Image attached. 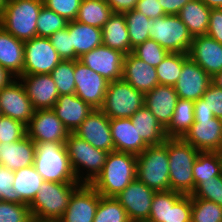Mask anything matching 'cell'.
I'll list each match as a JSON object with an SVG mask.
<instances>
[{
	"instance_id": "29",
	"label": "cell",
	"mask_w": 222,
	"mask_h": 222,
	"mask_svg": "<svg viewBox=\"0 0 222 222\" xmlns=\"http://www.w3.org/2000/svg\"><path fill=\"white\" fill-rule=\"evenodd\" d=\"M103 44L125 55L133 51L124 14L113 13L102 27Z\"/></svg>"
},
{
	"instance_id": "35",
	"label": "cell",
	"mask_w": 222,
	"mask_h": 222,
	"mask_svg": "<svg viewBox=\"0 0 222 222\" xmlns=\"http://www.w3.org/2000/svg\"><path fill=\"white\" fill-rule=\"evenodd\" d=\"M112 14L113 11L106 0H82L76 20L102 29Z\"/></svg>"
},
{
	"instance_id": "38",
	"label": "cell",
	"mask_w": 222,
	"mask_h": 222,
	"mask_svg": "<svg viewBox=\"0 0 222 222\" xmlns=\"http://www.w3.org/2000/svg\"><path fill=\"white\" fill-rule=\"evenodd\" d=\"M188 58L186 53H169L157 66L156 72L160 85L173 86L180 77L183 62Z\"/></svg>"
},
{
	"instance_id": "55",
	"label": "cell",
	"mask_w": 222,
	"mask_h": 222,
	"mask_svg": "<svg viewBox=\"0 0 222 222\" xmlns=\"http://www.w3.org/2000/svg\"><path fill=\"white\" fill-rule=\"evenodd\" d=\"M200 118H215L213 112L205 105V101L202 97L194 101V119Z\"/></svg>"
},
{
	"instance_id": "60",
	"label": "cell",
	"mask_w": 222,
	"mask_h": 222,
	"mask_svg": "<svg viewBox=\"0 0 222 222\" xmlns=\"http://www.w3.org/2000/svg\"><path fill=\"white\" fill-rule=\"evenodd\" d=\"M45 222H64L62 218L46 220Z\"/></svg>"
},
{
	"instance_id": "28",
	"label": "cell",
	"mask_w": 222,
	"mask_h": 222,
	"mask_svg": "<svg viewBox=\"0 0 222 222\" xmlns=\"http://www.w3.org/2000/svg\"><path fill=\"white\" fill-rule=\"evenodd\" d=\"M24 41L0 26V65L18 78L23 73Z\"/></svg>"
},
{
	"instance_id": "25",
	"label": "cell",
	"mask_w": 222,
	"mask_h": 222,
	"mask_svg": "<svg viewBox=\"0 0 222 222\" xmlns=\"http://www.w3.org/2000/svg\"><path fill=\"white\" fill-rule=\"evenodd\" d=\"M52 110L66 129L74 133L94 109L76 94H67L58 97Z\"/></svg>"
},
{
	"instance_id": "11",
	"label": "cell",
	"mask_w": 222,
	"mask_h": 222,
	"mask_svg": "<svg viewBox=\"0 0 222 222\" xmlns=\"http://www.w3.org/2000/svg\"><path fill=\"white\" fill-rule=\"evenodd\" d=\"M24 65L21 75L50 74L62 61L49 38L24 41Z\"/></svg>"
},
{
	"instance_id": "13",
	"label": "cell",
	"mask_w": 222,
	"mask_h": 222,
	"mask_svg": "<svg viewBox=\"0 0 222 222\" xmlns=\"http://www.w3.org/2000/svg\"><path fill=\"white\" fill-rule=\"evenodd\" d=\"M27 136L34 143L62 142L68 138L69 131L52 109L35 110L26 125Z\"/></svg>"
},
{
	"instance_id": "50",
	"label": "cell",
	"mask_w": 222,
	"mask_h": 222,
	"mask_svg": "<svg viewBox=\"0 0 222 222\" xmlns=\"http://www.w3.org/2000/svg\"><path fill=\"white\" fill-rule=\"evenodd\" d=\"M205 105L211 110L216 118L222 119V88L212 82L203 94Z\"/></svg>"
},
{
	"instance_id": "23",
	"label": "cell",
	"mask_w": 222,
	"mask_h": 222,
	"mask_svg": "<svg viewBox=\"0 0 222 222\" xmlns=\"http://www.w3.org/2000/svg\"><path fill=\"white\" fill-rule=\"evenodd\" d=\"M122 79L144 94L159 84L156 68L148 65L132 52L124 56Z\"/></svg>"
},
{
	"instance_id": "20",
	"label": "cell",
	"mask_w": 222,
	"mask_h": 222,
	"mask_svg": "<svg viewBox=\"0 0 222 222\" xmlns=\"http://www.w3.org/2000/svg\"><path fill=\"white\" fill-rule=\"evenodd\" d=\"M212 78L189 57L183 62L182 72L174 85L178 98L197 101L200 99Z\"/></svg>"
},
{
	"instance_id": "59",
	"label": "cell",
	"mask_w": 222,
	"mask_h": 222,
	"mask_svg": "<svg viewBox=\"0 0 222 222\" xmlns=\"http://www.w3.org/2000/svg\"><path fill=\"white\" fill-rule=\"evenodd\" d=\"M8 0H0V16L3 14L5 6L7 5Z\"/></svg>"
},
{
	"instance_id": "27",
	"label": "cell",
	"mask_w": 222,
	"mask_h": 222,
	"mask_svg": "<svg viewBox=\"0 0 222 222\" xmlns=\"http://www.w3.org/2000/svg\"><path fill=\"white\" fill-rule=\"evenodd\" d=\"M35 143L28 137L16 142L0 143V164L12 171L34 164Z\"/></svg>"
},
{
	"instance_id": "33",
	"label": "cell",
	"mask_w": 222,
	"mask_h": 222,
	"mask_svg": "<svg viewBox=\"0 0 222 222\" xmlns=\"http://www.w3.org/2000/svg\"><path fill=\"white\" fill-rule=\"evenodd\" d=\"M14 192L26 204H30L44 181L34 165L14 171Z\"/></svg>"
},
{
	"instance_id": "42",
	"label": "cell",
	"mask_w": 222,
	"mask_h": 222,
	"mask_svg": "<svg viewBox=\"0 0 222 222\" xmlns=\"http://www.w3.org/2000/svg\"><path fill=\"white\" fill-rule=\"evenodd\" d=\"M67 24L68 20L43 5L37 20V37L49 38Z\"/></svg>"
},
{
	"instance_id": "57",
	"label": "cell",
	"mask_w": 222,
	"mask_h": 222,
	"mask_svg": "<svg viewBox=\"0 0 222 222\" xmlns=\"http://www.w3.org/2000/svg\"><path fill=\"white\" fill-rule=\"evenodd\" d=\"M209 8H222V0H201Z\"/></svg>"
},
{
	"instance_id": "18",
	"label": "cell",
	"mask_w": 222,
	"mask_h": 222,
	"mask_svg": "<svg viewBox=\"0 0 222 222\" xmlns=\"http://www.w3.org/2000/svg\"><path fill=\"white\" fill-rule=\"evenodd\" d=\"M74 134L97 149L108 153L115 151L110 119L100 109H94L74 131Z\"/></svg>"
},
{
	"instance_id": "43",
	"label": "cell",
	"mask_w": 222,
	"mask_h": 222,
	"mask_svg": "<svg viewBox=\"0 0 222 222\" xmlns=\"http://www.w3.org/2000/svg\"><path fill=\"white\" fill-rule=\"evenodd\" d=\"M132 53L148 65L154 67H157L169 54L167 50L152 39L137 45L133 48Z\"/></svg>"
},
{
	"instance_id": "46",
	"label": "cell",
	"mask_w": 222,
	"mask_h": 222,
	"mask_svg": "<svg viewBox=\"0 0 222 222\" xmlns=\"http://www.w3.org/2000/svg\"><path fill=\"white\" fill-rule=\"evenodd\" d=\"M27 136L26 125L21 121L0 115V143L16 142Z\"/></svg>"
},
{
	"instance_id": "36",
	"label": "cell",
	"mask_w": 222,
	"mask_h": 222,
	"mask_svg": "<svg viewBox=\"0 0 222 222\" xmlns=\"http://www.w3.org/2000/svg\"><path fill=\"white\" fill-rule=\"evenodd\" d=\"M195 188L205 180L222 175V152H199L192 168Z\"/></svg>"
},
{
	"instance_id": "8",
	"label": "cell",
	"mask_w": 222,
	"mask_h": 222,
	"mask_svg": "<svg viewBox=\"0 0 222 222\" xmlns=\"http://www.w3.org/2000/svg\"><path fill=\"white\" fill-rule=\"evenodd\" d=\"M145 94L123 79L109 82L100 110L109 119L130 118L144 106Z\"/></svg>"
},
{
	"instance_id": "10",
	"label": "cell",
	"mask_w": 222,
	"mask_h": 222,
	"mask_svg": "<svg viewBox=\"0 0 222 222\" xmlns=\"http://www.w3.org/2000/svg\"><path fill=\"white\" fill-rule=\"evenodd\" d=\"M192 197L167 190L155 192L148 220L152 222H191Z\"/></svg>"
},
{
	"instance_id": "12",
	"label": "cell",
	"mask_w": 222,
	"mask_h": 222,
	"mask_svg": "<svg viewBox=\"0 0 222 222\" xmlns=\"http://www.w3.org/2000/svg\"><path fill=\"white\" fill-rule=\"evenodd\" d=\"M75 94L93 109L103 105L109 81L91 70L79 60H75Z\"/></svg>"
},
{
	"instance_id": "49",
	"label": "cell",
	"mask_w": 222,
	"mask_h": 222,
	"mask_svg": "<svg viewBox=\"0 0 222 222\" xmlns=\"http://www.w3.org/2000/svg\"><path fill=\"white\" fill-rule=\"evenodd\" d=\"M14 171L0 164V200L7 202L24 203L14 192Z\"/></svg>"
},
{
	"instance_id": "30",
	"label": "cell",
	"mask_w": 222,
	"mask_h": 222,
	"mask_svg": "<svg viewBox=\"0 0 222 222\" xmlns=\"http://www.w3.org/2000/svg\"><path fill=\"white\" fill-rule=\"evenodd\" d=\"M67 29L75 54L80 58L84 53L103 44L102 29L78 22L68 21Z\"/></svg>"
},
{
	"instance_id": "1",
	"label": "cell",
	"mask_w": 222,
	"mask_h": 222,
	"mask_svg": "<svg viewBox=\"0 0 222 222\" xmlns=\"http://www.w3.org/2000/svg\"><path fill=\"white\" fill-rule=\"evenodd\" d=\"M137 155L109 152L102 172L90 184L103 197H116L136 179Z\"/></svg>"
},
{
	"instance_id": "53",
	"label": "cell",
	"mask_w": 222,
	"mask_h": 222,
	"mask_svg": "<svg viewBox=\"0 0 222 222\" xmlns=\"http://www.w3.org/2000/svg\"><path fill=\"white\" fill-rule=\"evenodd\" d=\"M113 13L123 14L135 9L138 0H106Z\"/></svg>"
},
{
	"instance_id": "31",
	"label": "cell",
	"mask_w": 222,
	"mask_h": 222,
	"mask_svg": "<svg viewBox=\"0 0 222 222\" xmlns=\"http://www.w3.org/2000/svg\"><path fill=\"white\" fill-rule=\"evenodd\" d=\"M130 120L138 134L149 145H160L167 139L165 128L145 106L134 113Z\"/></svg>"
},
{
	"instance_id": "45",
	"label": "cell",
	"mask_w": 222,
	"mask_h": 222,
	"mask_svg": "<svg viewBox=\"0 0 222 222\" xmlns=\"http://www.w3.org/2000/svg\"><path fill=\"white\" fill-rule=\"evenodd\" d=\"M31 220L28 204L0 200V222H30Z\"/></svg>"
},
{
	"instance_id": "22",
	"label": "cell",
	"mask_w": 222,
	"mask_h": 222,
	"mask_svg": "<svg viewBox=\"0 0 222 222\" xmlns=\"http://www.w3.org/2000/svg\"><path fill=\"white\" fill-rule=\"evenodd\" d=\"M188 57L211 78L222 71V44L208 35L193 37Z\"/></svg>"
},
{
	"instance_id": "34",
	"label": "cell",
	"mask_w": 222,
	"mask_h": 222,
	"mask_svg": "<svg viewBox=\"0 0 222 222\" xmlns=\"http://www.w3.org/2000/svg\"><path fill=\"white\" fill-rule=\"evenodd\" d=\"M194 123V101L178 98L169 125L165 128L167 138H182Z\"/></svg>"
},
{
	"instance_id": "19",
	"label": "cell",
	"mask_w": 222,
	"mask_h": 222,
	"mask_svg": "<svg viewBox=\"0 0 222 222\" xmlns=\"http://www.w3.org/2000/svg\"><path fill=\"white\" fill-rule=\"evenodd\" d=\"M26 94L34 110L52 109L59 93L50 74L20 75Z\"/></svg>"
},
{
	"instance_id": "32",
	"label": "cell",
	"mask_w": 222,
	"mask_h": 222,
	"mask_svg": "<svg viewBox=\"0 0 222 222\" xmlns=\"http://www.w3.org/2000/svg\"><path fill=\"white\" fill-rule=\"evenodd\" d=\"M211 8L201 0H192L186 3L177 14L187 26L192 37L206 35L209 26Z\"/></svg>"
},
{
	"instance_id": "51",
	"label": "cell",
	"mask_w": 222,
	"mask_h": 222,
	"mask_svg": "<svg viewBox=\"0 0 222 222\" xmlns=\"http://www.w3.org/2000/svg\"><path fill=\"white\" fill-rule=\"evenodd\" d=\"M160 4L158 0H138L135 10L153 20L165 16V12Z\"/></svg>"
},
{
	"instance_id": "56",
	"label": "cell",
	"mask_w": 222,
	"mask_h": 222,
	"mask_svg": "<svg viewBox=\"0 0 222 222\" xmlns=\"http://www.w3.org/2000/svg\"><path fill=\"white\" fill-rule=\"evenodd\" d=\"M14 79L16 77L0 65V90L8 86Z\"/></svg>"
},
{
	"instance_id": "3",
	"label": "cell",
	"mask_w": 222,
	"mask_h": 222,
	"mask_svg": "<svg viewBox=\"0 0 222 222\" xmlns=\"http://www.w3.org/2000/svg\"><path fill=\"white\" fill-rule=\"evenodd\" d=\"M80 185V182L43 181L29 204L32 219L46 221L62 218L71 195Z\"/></svg>"
},
{
	"instance_id": "26",
	"label": "cell",
	"mask_w": 222,
	"mask_h": 222,
	"mask_svg": "<svg viewBox=\"0 0 222 222\" xmlns=\"http://www.w3.org/2000/svg\"><path fill=\"white\" fill-rule=\"evenodd\" d=\"M110 128L115 151L139 155L149 146L140 137L130 118L110 119Z\"/></svg>"
},
{
	"instance_id": "52",
	"label": "cell",
	"mask_w": 222,
	"mask_h": 222,
	"mask_svg": "<svg viewBox=\"0 0 222 222\" xmlns=\"http://www.w3.org/2000/svg\"><path fill=\"white\" fill-rule=\"evenodd\" d=\"M206 35L222 44V8H212Z\"/></svg>"
},
{
	"instance_id": "47",
	"label": "cell",
	"mask_w": 222,
	"mask_h": 222,
	"mask_svg": "<svg viewBox=\"0 0 222 222\" xmlns=\"http://www.w3.org/2000/svg\"><path fill=\"white\" fill-rule=\"evenodd\" d=\"M49 40L62 60H79L72 46L67 27L52 34Z\"/></svg>"
},
{
	"instance_id": "7",
	"label": "cell",
	"mask_w": 222,
	"mask_h": 222,
	"mask_svg": "<svg viewBox=\"0 0 222 222\" xmlns=\"http://www.w3.org/2000/svg\"><path fill=\"white\" fill-rule=\"evenodd\" d=\"M136 178L155 192L171 190L167 139L137 155Z\"/></svg>"
},
{
	"instance_id": "5",
	"label": "cell",
	"mask_w": 222,
	"mask_h": 222,
	"mask_svg": "<svg viewBox=\"0 0 222 222\" xmlns=\"http://www.w3.org/2000/svg\"><path fill=\"white\" fill-rule=\"evenodd\" d=\"M43 5V0H8L0 26L22 41L37 37V20Z\"/></svg>"
},
{
	"instance_id": "9",
	"label": "cell",
	"mask_w": 222,
	"mask_h": 222,
	"mask_svg": "<svg viewBox=\"0 0 222 222\" xmlns=\"http://www.w3.org/2000/svg\"><path fill=\"white\" fill-rule=\"evenodd\" d=\"M150 39L156 41L169 53L188 54L193 41L187 26L178 15H165L152 20Z\"/></svg>"
},
{
	"instance_id": "24",
	"label": "cell",
	"mask_w": 222,
	"mask_h": 222,
	"mask_svg": "<svg viewBox=\"0 0 222 222\" xmlns=\"http://www.w3.org/2000/svg\"><path fill=\"white\" fill-rule=\"evenodd\" d=\"M178 95L173 86L158 84L153 90L145 93L144 106L166 128L171 122Z\"/></svg>"
},
{
	"instance_id": "61",
	"label": "cell",
	"mask_w": 222,
	"mask_h": 222,
	"mask_svg": "<svg viewBox=\"0 0 222 222\" xmlns=\"http://www.w3.org/2000/svg\"><path fill=\"white\" fill-rule=\"evenodd\" d=\"M130 222H152L150 220H136V221H130Z\"/></svg>"
},
{
	"instance_id": "37",
	"label": "cell",
	"mask_w": 222,
	"mask_h": 222,
	"mask_svg": "<svg viewBox=\"0 0 222 222\" xmlns=\"http://www.w3.org/2000/svg\"><path fill=\"white\" fill-rule=\"evenodd\" d=\"M123 14L126 19L132 49L150 39L149 30L153 27L151 19L135 9Z\"/></svg>"
},
{
	"instance_id": "2",
	"label": "cell",
	"mask_w": 222,
	"mask_h": 222,
	"mask_svg": "<svg viewBox=\"0 0 222 222\" xmlns=\"http://www.w3.org/2000/svg\"><path fill=\"white\" fill-rule=\"evenodd\" d=\"M167 152L171 190L191 195L195 190L192 168L200 151L182 138H167Z\"/></svg>"
},
{
	"instance_id": "15",
	"label": "cell",
	"mask_w": 222,
	"mask_h": 222,
	"mask_svg": "<svg viewBox=\"0 0 222 222\" xmlns=\"http://www.w3.org/2000/svg\"><path fill=\"white\" fill-rule=\"evenodd\" d=\"M125 54L102 44L84 53L79 61L109 82L122 79Z\"/></svg>"
},
{
	"instance_id": "39",
	"label": "cell",
	"mask_w": 222,
	"mask_h": 222,
	"mask_svg": "<svg viewBox=\"0 0 222 222\" xmlns=\"http://www.w3.org/2000/svg\"><path fill=\"white\" fill-rule=\"evenodd\" d=\"M93 222H130L126 210L115 197L100 196Z\"/></svg>"
},
{
	"instance_id": "21",
	"label": "cell",
	"mask_w": 222,
	"mask_h": 222,
	"mask_svg": "<svg viewBox=\"0 0 222 222\" xmlns=\"http://www.w3.org/2000/svg\"><path fill=\"white\" fill-rule=\"evenodd\" d=\"M100 196L90 184H81L70 197L63 221L93 222Z\"/></svg>"
},
{
	"instance_id": "6",
	"label": "cell",
	"mask_w": 222,
	"mask_h": 222,
	"mask_svg": "<svg viewBox=\"0 0 222 222\" xmlns=\"http://www.w3.org/2000/svg\"><path fill=\"white\" fill-rule=\"evenodd\" d=\"M65 146L78 182L91 184L102 172L108 152L95 148L74 133H69ZM81 170L87 171L86 176Z\"/></svg>"
},
{
	"instance_id": "41",
	"label": "cell",
	"mask_w": 222,
	"mask_h": 222,
	"mask_svg": "<svg viewBox=\"0 0 222 222\" xmlns=\"http://www.w3.org/2000/svg\"><path fill=\"white\" fill-rule=\"evenodd\" d=\"M191 222H222V206L201 198H192Z\"/></svg>"
},
{
	"instance_id": "16",
	"label": "cell",
	"mask_w": 222,
	"mask_h": 222,
	"mask_svg": "<svg viewBox=\"0 0 222 222\" xmlns=\"http://www.w3.org/2000/svg\"><path fill=\"white\" fill-rule=\"evenodd\" d=\"M34 108L18 78L0 90V113L27 125L34 114Z\"/></svg>"
},
{
	"instance_id": "58",
	"label": "cell",
	"mask_w": 222,
	"mask_h": 222,
	"mask_svg": "<svg viewBox=\"0 0 222 222\" xmlns=\"http://www.w3.org/2000/svg\"><path fill=\"white\" fill-rule=\"evenodd\" d=\"M212 83L214 85H216L217 87L222 88V71L217 73V74H215L212 77Z\"/></svg>"
},
{
	"instance_id": "17",
	"label": "cell",
	"mask_w": 222,
	"mask_h": 222,
	"mask_svg": "<svg viewBox=\"0 0 222 222\" xmlns=\"http://www.w3.org/2000/svg\"><path fill=\"white\" fill-rule=\"evenodd\" d=\"M154 194L153 189L136 178L115 198L126 210L130 221L148 220Z\"/></svg>"
},
{
	"instance_id": "4",
	"label": "cell",
	"mask_w": 222,
	"mask_h": 222,
	"mask_svg": "<svg viewBox=\"0 0 222 222\" xmlns=\"http://www.w3.org/2000/svg\"><path fill=\"white\" fill-rule=\"evenodd\" d=\"M33 165L44 181L78 182L62 142L35 143Z\"/></svg>"
},
{
	"instance_id": "40",
	"label": "cell",
	"mask_w": 222,
	"mask_h": 222,
	"mask_svg": "<svg viewBox=\"0 0 222 222\" xmlns=\"http://www.w3.org/2000/svg\"><path fill=\"white\" fill-rule=\"evenodd\" d=\"M75 60H62L50 73L60 95L75 94Z\"/></svg>"
},
{
	"instance_id": "54",
	"label": "cell",
	"mask_w": 222,
	"mask_h": 222,
	"mask_svg": "<svg viewBox=\"0 0 222 222\" xmlns=\"http://www.w3.org/2000/svg\"><path fill=\"white\" fill-rule=\"evenodd\" d=\"M165 15H177L182 7L192 0H158Z\"/></svg>"
},
{
	"instance_id": "48",
	"label": "cell",
	"mask_w": 222,
	"mask_h": 222,
	"mask_svg": "<svg viewBox=\"0 0 222 222\" xmlns=\"http://www.w3.org/2000/svg\"><path fill=\"white\" fill-rule=\"evenodd\" d=\"M82 0H43L44 6L68 21L76 20Z\"/></svg>"
},
{
	"instance_id": "44",
	"label": "cell",
	"mask_w": 222,
	"mask_h": 222,
	"mask_svg": "<svg viewBox=\"0 0 222 222\" xmlns=\"http://www.w3.org/2000/svg\"><path fill=\"white\" fill-rule=\"evenodd\" d=\"M192 198H201L222 206V175L202 181L191 194Z\"/></svg>"
},
{
	"instance_id": "14",
	"label": "cell",
	"mask_w": 222,
	"mask_h": 222,
	"mask_svg": "<svg viewBox=\"0 0 222 222\" xmlns=\"http://www.w3.org/2000/svg\"><path fill=\"white\" fill-rule=\"evenodd\" d=\"M182 139L200 152H222V119H194Z\"/></svg>"
},
{
	"instance_id": "62",
	"label": "cell",
	"mask_w": 222,
	"mask_h": 222,
	"mask_svg": "<svg viewBox=\"0 0 222 222\" xmlns=\"http://www.w3.org/2000/svg\"><path fill=\"white\" fill-rule=\"evenodd\" d=\"M30 222H45V221H40V220L32 219Z\"/></svg>"
}]
</instances>
